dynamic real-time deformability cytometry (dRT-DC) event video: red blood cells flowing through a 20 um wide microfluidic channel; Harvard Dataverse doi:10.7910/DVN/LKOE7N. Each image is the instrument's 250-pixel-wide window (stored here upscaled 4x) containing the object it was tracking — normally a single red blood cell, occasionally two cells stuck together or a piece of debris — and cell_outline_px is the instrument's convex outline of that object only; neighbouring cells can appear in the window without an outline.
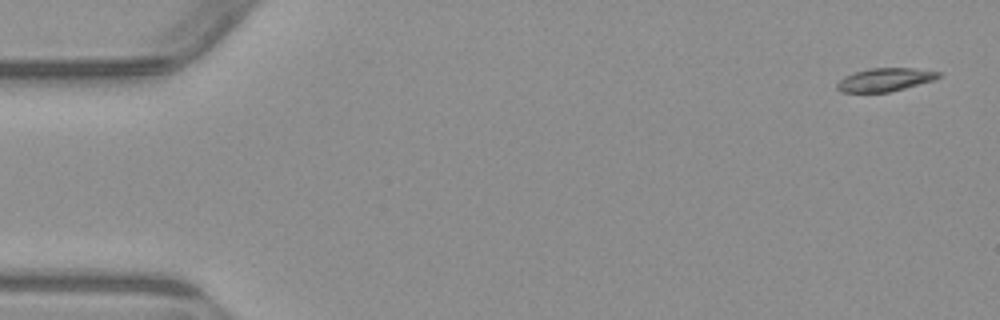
{"species": "common noctule bat (a hibernating species)", "species_latin": "Nyctalus noctula", "temperature_condition": "warm", "stored_images_in_passage": 4, "camera_frame_rate_fps": 3000, "um_per_image_px": 0.085, "animal": {"sex": "male", "body_mass_g": 23.1, "forearm_length_mm": 52.7}, "frame": {"image": 1, "passage_image": 1, "time_ms": 0.0, "image_size_px": [1000, 320], "cell_outline_px": [[944, 72], [936, 80], [888, 92], [840, 92], [836, 88], [836, 84], [844, 76], [868, 68], [912, 68]], "centroid_in_image_um": [75.25, 6.77], "position_along_channel_um": 9.7, "area_um2": 13.81}}
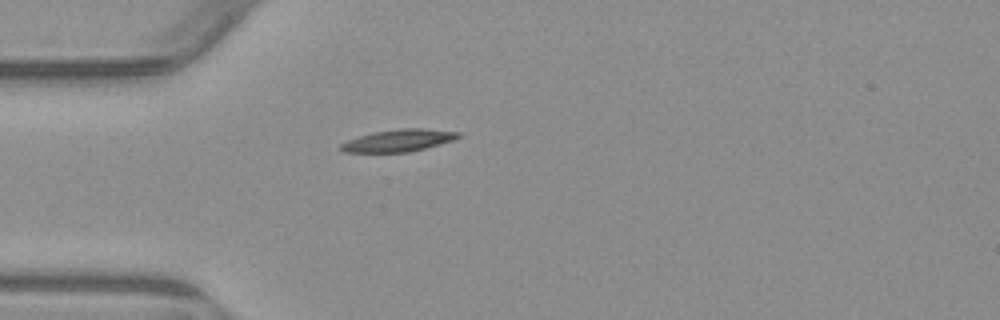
{"frame": {"image": 2, "passage_image": 4, "time_ms": 4.333, "image_size_px": [1000, 320], "cell_outline_px": [[460, 136], [452, 140], [440, 144], [408, 152], [344, 152], [336, 148], [340, 144], [348, 140], [372, 132], [400, 128], [424, 128], [460, 132]], "centroid_in_image_um": [33.83, 11.93], "position_along_channel_um": 51.2, "area_um2": 15.14}}